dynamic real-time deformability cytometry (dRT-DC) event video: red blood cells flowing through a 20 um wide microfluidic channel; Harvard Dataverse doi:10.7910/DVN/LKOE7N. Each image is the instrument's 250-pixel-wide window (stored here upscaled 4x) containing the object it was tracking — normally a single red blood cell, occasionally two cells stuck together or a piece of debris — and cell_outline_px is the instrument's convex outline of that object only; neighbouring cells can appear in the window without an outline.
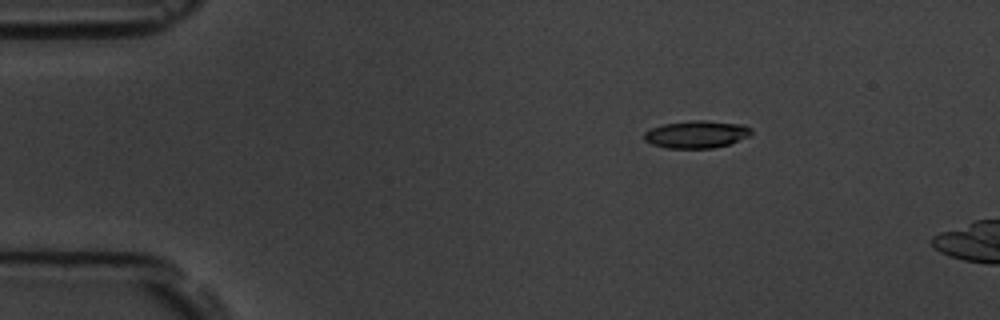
{"species": "common noctule bat (a hibernating species)", "species_latin": "Nyctalus noctula", "temperature_condition": "room temperature", "stored_images_in_passage": 9, "camera_frame_rate_fps": 3000, "um_per_image_px": 0.085, "animal": {"sex": "male", "body_mass_g": 19.5, "forearm_length_mm": 54.6}, "frame": {"image": 1, "passage_image": 1, "time_ms": 0.0, "image_size_px": [1000, 320], "cell_outline_px": [[752, 132], [748, 136], [728, 144], [712, 148], [668, 148], [652, 144], [644, 140], [644, 132], [652, 128], [664, 124], [692, 120], [704, 120], [744, 124], [752, 128]], "centroid_in_image_um": [59.21, 11.41], "position_along_channel_um": 25.8, "area_um2": 17.05}}